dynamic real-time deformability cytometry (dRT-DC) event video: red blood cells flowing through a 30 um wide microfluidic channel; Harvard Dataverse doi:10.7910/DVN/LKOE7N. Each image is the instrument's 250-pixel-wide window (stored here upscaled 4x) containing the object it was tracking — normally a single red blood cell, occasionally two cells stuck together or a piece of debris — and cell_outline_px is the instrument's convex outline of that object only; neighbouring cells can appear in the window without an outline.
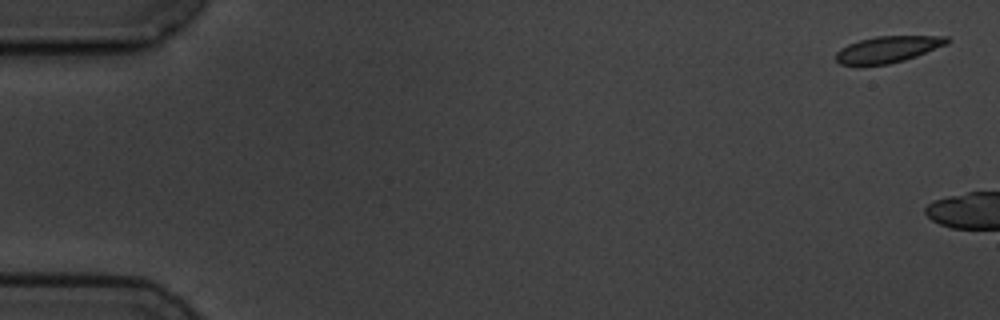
{"species": "common noctule bat (a hibernating species)", "species_latin": "Nyctalus noctula", "temperature_condition": "cold", "stored_images_in_passage": 3, "camera_frame_rate_fps": 3000, "um_per_image_px": 0.085, "animal": {"sex": "male", "body_mass_g": 19.5, "forearm_length_mm": 54.6}, "frame": {"image": 1, "passage_image": 1, "time_ms": 0.0, "image_size_px": [1000, 320], "cell_outline_px": [[952, 40], [948, 44], [916, 56], [904, 60], [888, 64], [860, 68], [840, 64], [836, 60], [836, 52], [840, 48], [848, 44], [860, 40], [876, 36], [948, 36]], "centroid_in_image_um": [75.42, 4.23], "position_along_channel_um": 9.6, "area_um2": 17.69}}